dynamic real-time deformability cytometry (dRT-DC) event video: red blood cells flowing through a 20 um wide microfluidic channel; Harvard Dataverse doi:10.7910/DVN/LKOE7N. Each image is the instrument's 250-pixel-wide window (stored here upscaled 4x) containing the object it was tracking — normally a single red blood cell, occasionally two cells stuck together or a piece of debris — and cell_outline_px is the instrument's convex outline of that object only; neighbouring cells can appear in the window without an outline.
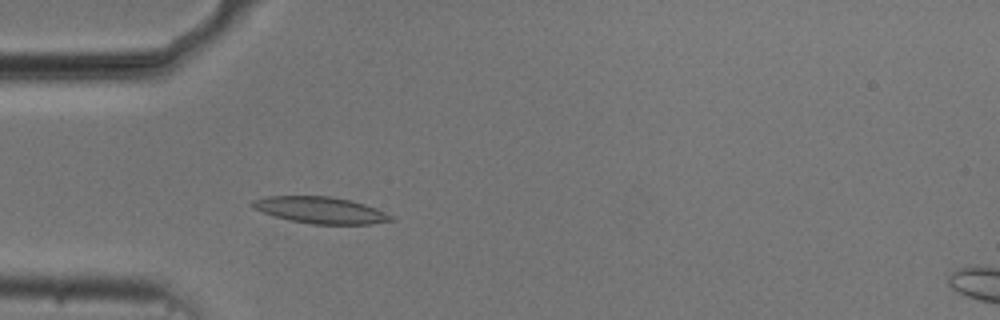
{"species": "common noctule bat (a hibernating species)", "species_latin": "Nyctalus noctula", "temperature_condition": "cold", "stored_images_in_passage": 52, "camera_frame_rate_fps": 3000, "um_per_image_px": 0.085, "animal": {"sex": "male", "body_mass_g": 20.5, "forearm_length_mm": 52.5}, "frame": {"image": 1, "passage_image": 14, "time_ms": 4.333, "image_size_px": [1000, 320], "cell_outline_px": [[396, 220], [368, 224], [312, 224], [292, 220], [276, 216], [252, 208], [248, 204], [252, 200], [268, 196], [332, 196], [364, 204], [376, 208], [392, 216]], "centroid_in_image_um": [27.22, 17.85], "position_along_channel_um": 57.8, "area_um2": 21.27}}
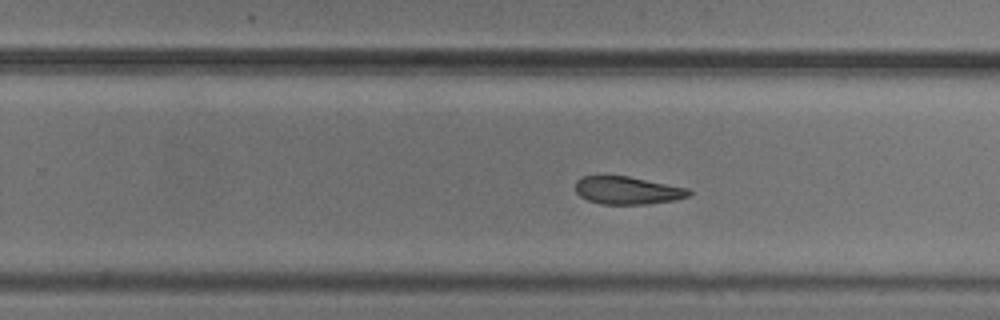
{"frame": {"image": 2, "passage_image": 32, "time_ms": 10.333, "image_size_px": [1000, 320], "cell_outline_px": [[692, 192], [688, 196], [672, 200], [648, 204], [600, 204], [588, 200], [580, 196], [576, 192], [576, 180], [580, 176], [628, 176], [688, 188]], "centroid_in_image_um": [53.3, 16.18], "position_along_channel_um": 276.5, "area_um2": 18.26}}
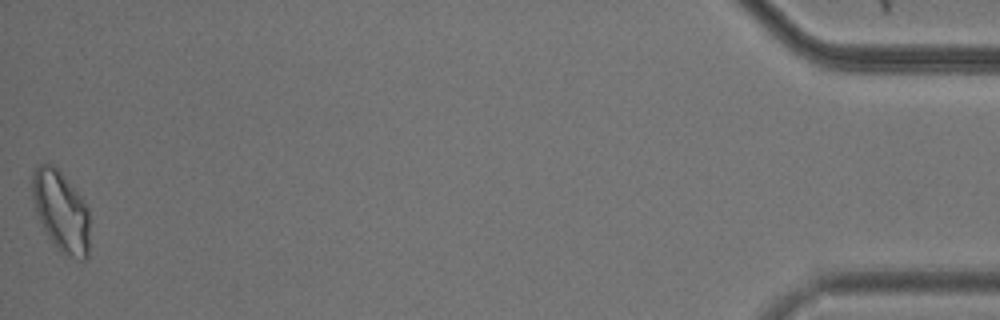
{"frame": {"image": 3, "passage_image": 52, "time_ms": 17.0, "image_size_px": [1000, 320], "cell_outline_px": [[88, 256], [84, 260], [80, 260], [64, 256], [56, 248], [48, 236], [36, 212], [32, 196], [32, 172], [36, 164], [52, 164], [60, 172], [84, 200], [88, 208]], "centroid_in_image_um": [5.18, 17.98], "position_along_channel_um": 430.0, "area_um2": 26.99}, "authors_computed_cell_mechanics": {"area_um2": 20.4901, "velocity_mm_per_s": 3.714, "shape_relaxation_time_tau1_ms": 10.9079, "shape_relaxation_time_tau2_ms": 5.8675, "deformation_change_tau1": 0.2094, "deformation_change_tau2": 0.142}}